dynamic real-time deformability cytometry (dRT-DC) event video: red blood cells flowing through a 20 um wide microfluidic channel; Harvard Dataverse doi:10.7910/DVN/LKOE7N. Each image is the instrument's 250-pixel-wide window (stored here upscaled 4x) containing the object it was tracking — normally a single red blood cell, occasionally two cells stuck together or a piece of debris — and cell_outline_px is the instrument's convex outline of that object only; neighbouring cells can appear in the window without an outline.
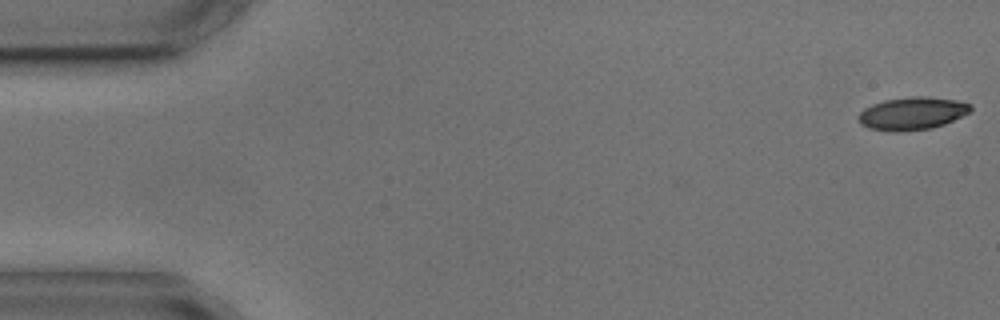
{"species": "common noctule bat (a hibernating species)", "species_latin": "Nyctalus noctula", "temperature_condition": "cold", "stored_images_in_passage": 5, "camera_frame_rate_fps": 3000, "um_per_image_px": 0.085, "animal": {"sex": "male", "body_mass_g": 17.9, "forearm_length_mm": 54.2}, "frame": {"image": 1, "passage_image": 1, "time_ms": 0.0, "image_size_px": [1000, 320], "cell_outline_px": [[972, 112], [944, 124], [932, 128], [900, 132], [888, 132], [868, 128], [860, 124], [856, 116], [864, 108], [872, 104], [884, 100], [912, 96], [928, 96], [956, 100], [972, 104]], "centroid_in_image_um": [77.53, 9.65], "position_along_channel_um": 7.5, "area_um2": 21.85}}
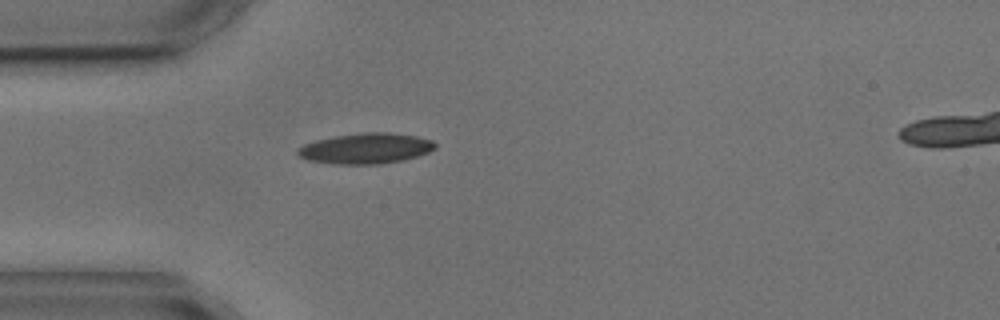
{"frame": {"image": 2, "passage_image": 5, "time_ms": 4.667, "image_size_px": [1000, 320], "cell_outline_px": [[436, 148], [428, 152], [404, 160], [380, 164], [332, 164], [308, 160], [300, 156], [296, 152], [296, 148], [304, 144], [316, 140], [336, 136], [364, 132], [388, 132], [416, 136], [432, 140], [436, 144]], "centroid_in_image_um": [31.08, 12.62], "position_along_channel_um": 53.9, "area_um2": 24.51}}